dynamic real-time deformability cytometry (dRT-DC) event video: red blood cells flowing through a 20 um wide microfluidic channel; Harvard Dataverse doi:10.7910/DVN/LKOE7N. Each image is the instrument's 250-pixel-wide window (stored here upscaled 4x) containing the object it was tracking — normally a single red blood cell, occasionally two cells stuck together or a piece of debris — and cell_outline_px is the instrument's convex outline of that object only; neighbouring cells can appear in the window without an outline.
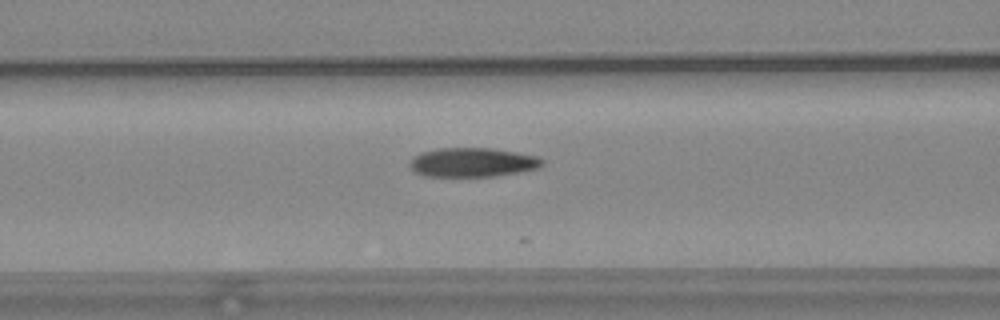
{"species": "common noctule bat (a hibernating species)", "species_latin": "Nyctalus noctula", "temperature_condition": "warm", "stored_images_in_passage": 19, "camera_frame_rate_fps": 3000, "um_per_image_px": 0.085, "animal": {"sex": "female", "body_mass_g": 24.6, "forearm_length_mm": 56.2}, "frame": {"image": 1, "passage_image": 17, "time_ms": 5.333, "image_size_px": [1000, 320], "cell_outline_px": [[544, 164], [540, 168], [520, 172], [496, 176], [424, 176], [416, 172], [408, 164], [412, 156], [420, 152], [440, 148], [492, 148], [516, 152], [536, 156], [544, 160]], "centroid_in_image_um": [40.17, 13.8], "position_along_channel_um": 126.4, "area_um2": 22.66}}